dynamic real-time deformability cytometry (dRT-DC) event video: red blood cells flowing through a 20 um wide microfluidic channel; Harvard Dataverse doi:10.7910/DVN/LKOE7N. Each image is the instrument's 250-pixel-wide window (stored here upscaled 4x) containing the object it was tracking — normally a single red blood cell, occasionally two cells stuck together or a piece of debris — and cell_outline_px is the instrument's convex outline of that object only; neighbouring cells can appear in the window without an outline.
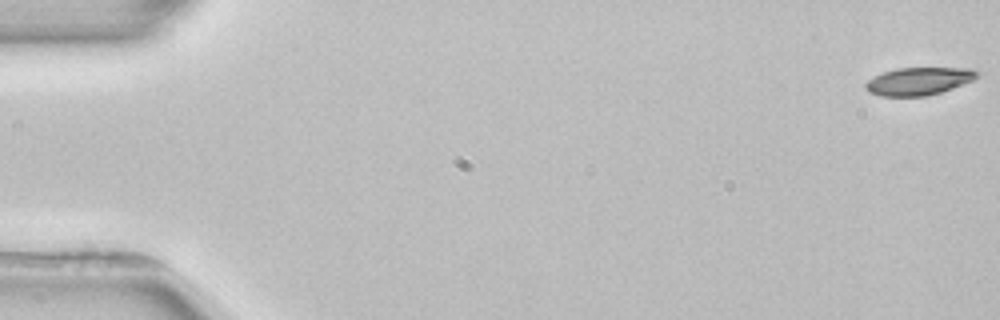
{"species": "common noctule bat (a hibernating species)", "species_latin": "Nyctalus noctula", "temperature_condition": "room temperature", "stored_images_in_passage": 5, "camera_frame_rate_fps": 3000, "um_per_image_px": 0.085, "animal": {"sex": "female", "body_mass_g": 22.7, "forearm_length_mm": 54.2}, "frame": {"image": 1, "passage_image": 1, "time_ms": 0.0, "image_size_px": [1000, 320], "cell_outline_px": [[980, 72], [972, 80], [952, 88], [940, 92], [924, 96], [880, 96], [868, 92], [864, 88], [864, 84], [868, 80], [884, 72], [896, 68], [968, 68]], "centroid_in_image_um": [78.04, 6.9], "position_along_channel_um": 7.0, "area_um2": 17.8}}
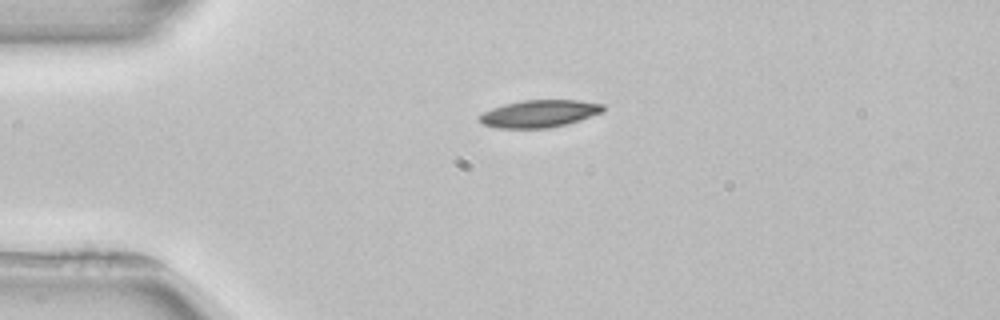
{"frame": {"image": 2, "passage_image": 4, "time_ms": 4.0, "image_size_px": [1000, 320], "cell_outline_px": [[604, 112], [568, 124], [548, 128], [496, 128], [484, 124], [476, 116], [492, 108], [504, 104], [524, 100], [576, 100], [604, 104]], "centroid_in_image_um": [45.85, 9.66], "position_along_channel_um": 39.1, "area_um2": 19.77}}